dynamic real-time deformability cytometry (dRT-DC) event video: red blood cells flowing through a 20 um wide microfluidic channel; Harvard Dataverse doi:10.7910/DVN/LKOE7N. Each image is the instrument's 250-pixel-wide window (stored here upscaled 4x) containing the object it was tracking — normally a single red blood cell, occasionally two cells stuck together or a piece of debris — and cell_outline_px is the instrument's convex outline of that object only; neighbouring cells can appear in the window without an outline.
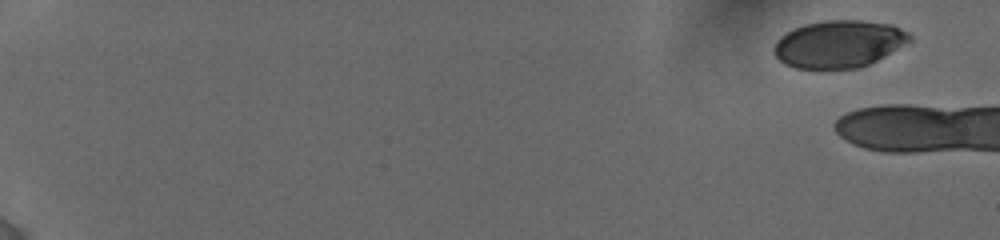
{"species": "human", "species_latin": "Homo sapiens", "temperature_condition": "cold", "stored_images_in_passage": 13, "camera_frame_rate_fps": 3000, "um_per_image_px": 0.085, "donor": {"sex": "female"}, "frame": {"image": 1, "passage_image": 1, "time_ms": 0.0, "image_size_px": [1000, 240], "cell_outline_px": [[912, 40], [876, 60], [860, 68], [820, 72], [796, 68], [784, 64], [772, 52], [772, 48], [776, 40], [780, 36], [804, 24], [828, 20], [860, 20], [892, 24], [908, 32], [912, 36]], "centroid_in_image_um": [71.26, 3.78], "position_along_channel_um": 13.7, "area_um2": 38.21}}
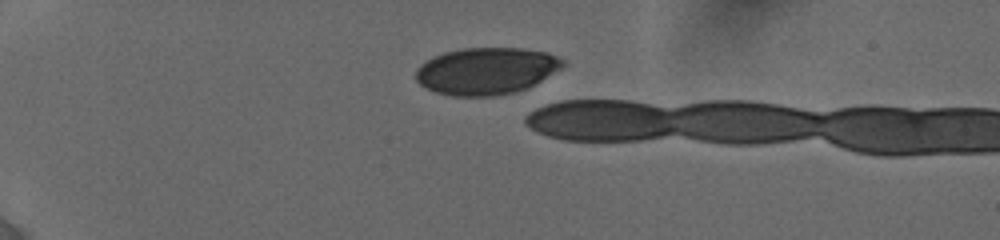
{"frame": {"image": 2, "passage_image": 10, "time_ms": 4.333, "image_size_px": [1000, 240], "cell_outline_px": [[564, 64], [560, 68], [540, 80], [516, 92], [492, 96], [452, 96], [436, 92], [420, 84], [416, 80], [416, 68], [420, 64], [444, 52], [464, 48], [520, 48], [544, 52], [556, 56], [564, 60]], "centroid_in_image_um": [41.29, 6.03], "position_along_channel_um": 43.7, "area_um2": 39.65}}